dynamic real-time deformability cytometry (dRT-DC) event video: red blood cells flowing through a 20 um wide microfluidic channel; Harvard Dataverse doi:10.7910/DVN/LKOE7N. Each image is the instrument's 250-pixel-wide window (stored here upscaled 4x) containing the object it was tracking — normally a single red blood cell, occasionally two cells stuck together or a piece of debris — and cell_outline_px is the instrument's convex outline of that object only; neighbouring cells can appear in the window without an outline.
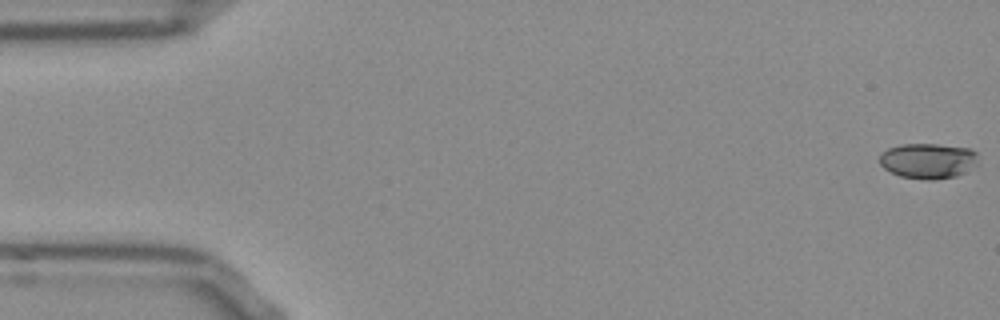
{"species": "Egyptian fruit bat (a non-hibernating species)", "species_latin": "Rousettus aegyptiacus", "temperature_condition": "room temperature", "stored_images_in_passage": 53, "camera_frame_rate_fps": 3000, "um_per_image_px": 0.085, "frame": {"image": 1, "passage_image": 1, "time_ms": 0.0, "image_size_px": [1000, 320], "cell_outline_px": [[980, 164], [956, 176], [932, 180], [924, 180], [900, 176], [884, 168], [880, 164], [880, 152], [888, 148], [900, 144], [936, 144], [968, 148], [976, 152]], "centroid_in_image_um": [78.9, 13.67], "position_along_channel_um": 6.1, "area_um2": 20.52}}
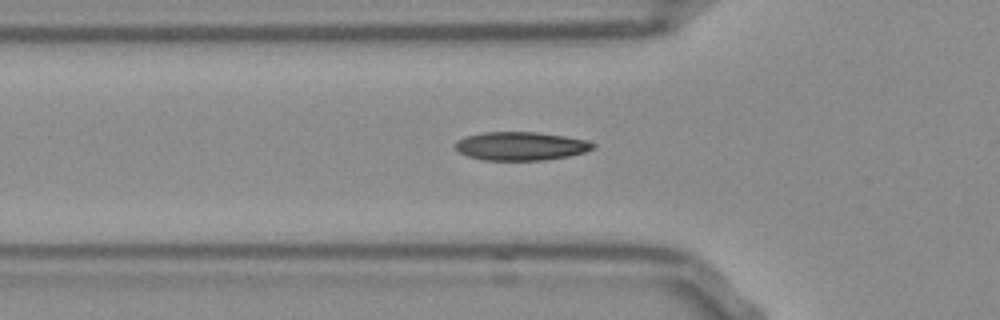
{"frame": {"image": 2, "passage_image": 18, "time_ms": 5.667, "image_size_px": [1000, 320], "cell_outline_px": [[596, 148], [584, 152], [568, 156], [544, 160], [484, 160], [468, 156], [460, 152], [456, 148], [456, 140], [464, 136], [484, 132], [536, 132], [564, 136], [588, 140], [596, 144]], "centroid_in_image_um": [44.29, 12.41], "position_along_channel_um": 81.5, "area_um2": 22.89}}
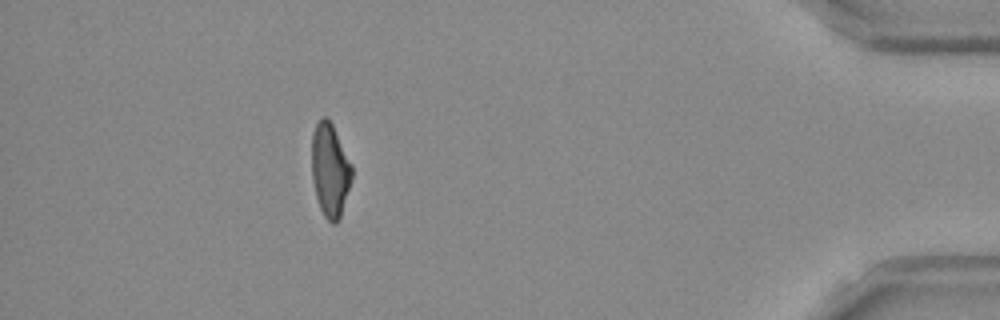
{"frame": {"image": 3, "passage_image": 48, "time_ms": 15.667, "image_size_px": [1000, 320], "cell_outline_px": [[352, 180], [340, 216], [336, 224], [332, 224], [324, 216], [320, 208], [316, 196], [312, 180], [312, 132], [316, 124], [324, 116], [332, 124], [352, 164]], "centroid_in_image_um": [28.05, 14.47], "position_along_channel_um": 407.1, "area_um2": 21.73}, "authors_computed_cell_mechanics": {"area_um2": 22.3108, "velocity_mm_per_s": 3.8158, "shape_relaxation_time_tau1_ms": 4.1767, "shape_relaxation_time_tau2_ms": 1.5181, "deformation_change_tau1": 0.1428, "deformation_change_tau2": 0.0644}}